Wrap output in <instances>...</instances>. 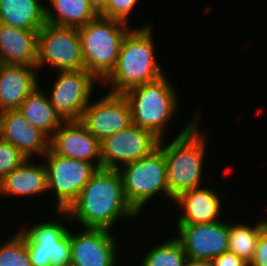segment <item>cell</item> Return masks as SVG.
<instances>
[{
    "mask_svg": "<svg viewBox=\"0 0 267 266\" xmlns=\"http://www.w3.org/2000/svg\"><path fill=\"white\" fill-rule=\"evenodd\" d=\"M57 215L62 217L61 221L73 223L75 220L81 225L80 228L112 231L120 219H137L139 214L125 198L119 171L101 168L67 210H56Z\"/></svg>",
    "mask_w": 267,
    "mask_h": 266,
    "instance_id": "cell-1",
    "label": "cell"
},
{
    "mask_svg": "<svg viewBox=\"0 0 267 266\" xmlns=\"http://www.w3.org/2000/svg\"><path fill=\"white\" fill-rule=\"evenodd\" d=\"M47 1L46 21L53 25L79 28L99 15L88 0Z\"/></svg>",
    "mask_w": 267,
    "mask_h": 266,
    "instance_id": "cell-23",
    "label": "cell"
},
{
    "mask_svg": "<svg viewBox=\"0 0 267 266\" xmlns=\"http://www.w3.org/2000/svg\"><path fill=\"white\" fill-rule=\"evenodd\" d=\"M267 218L258 220L253 226L249 223H229L228 252L234 253L248 264L253 258L262 228Z\"/></svg>",
    "mask_w": 267,
    "mask_h": 266,
    "instance_id": "cell-24",
    "label": "cell"
},
{
    "mask_svg": "<svg viewBox=\"0 0 267 266\" xmlns=\"http://www.w3.org/2000/svg\"><path fill=\"white\" fill-rule=\"evenodd\" d=\"M187 260L183 245L176 237H172L150 247L141 259L140 266H185Z\"/></svg>",
    "mask_w": 267,
    "mask_h": 266,
    "instance_id": "cell-25",
    "label": "cell"
},
{
    "mask_svg": "<svg viewBox=\"0 0 267 266\" xmlns=\"http://www.w3.org/2000/svg\"><path fill=\"white\" fill-rule=\"evenodd\" d=\"M47 65L54 71L85 69L77 28L46 23L38 31L36 66L39 70Z\"/></svg>",
    "mask_w": 267,
    "mask_h": 266,
    "instance_id": "cell-7",
    "label": "cell"
},
{
    "mask_svg": "<svg viewBox=\"0 0 267 266\" xmlns=\"http://www.w3.org/2000/svg\"><path fill=\"white\" fill-rule=\"evenodd\" d=\"M248 266H267V224L261 230L257 247Z\"/></svg>",
    "mask_w": 267,
    "mask_h": 266,
    "instance_id": "cell-29",
    "label": "cell"
},
{
    "mask_svg": "<svg viewBox=\"0 0 267 266\" xmlns=\"http://www.w3.org/2000/svg\"><path fill=\"white\" fill-rule=\"evenodd\" d=\"M49 149L62 157L93 163L101 169V144L79 120L65 121L49 141Z\"/></svg>",
    "mask_w": 267,
    "mask_h": 266,
    "instance_id": "cell-15",
    "label": "cell"
},
{
    "mask_svg": "<svg viewBox=\"0 0 267 266\" xmlns=\"http://www.w3.org/2000/svg\"><path fill=\"white\" fill-rule=\"evenodd\" d=\"M41 0H0V23L40 30L46 23V5Z\"/></svg>",
    "mask_w": 267,
    "mask_h": 266,
    "instance_id": "cell-22",
    "label": "cell"
},
{
    "mask_svg": "<svg viewBox=\"0 0 267 266\" xmlns=\"http://www.w3.org/2000/svg\"><path fill=\"white\" fill-rule=\"evenodd\" d=\"M118 171L125 198L139 215L152 197L160 194L169 200L167 165L159 146L149 155L120 167Z\"/></svg>",
    "mask_w": 267,
    "mask_h": 266,
    "instance_id": "cell-6",
    "label": "cell"
},
{
    "mask_svg": "<svg viewBox=\"0 0 267 266\" xmlns=\"http://www.w3.org/2000/svg\"><path fill=\"white\" fill-rule=\"evenodd\" d=\"M47 169L48 192L57 200L56 210H67L98 168L90 162L65 158L50 149L42 157Z\"/></svg>",
    "mask_w": 267,
    "mask_h": 266,
    "instance_id": "cell-9",
    "label": "cell"
},
{
    "mask_svg": "<svg viewBox=\"0 0 267 266\" xmlns=\"http://www.w3.org/2000/svg\"><path fill=\"white\" fill-rule=\"evenodd\" d=\"M185 266H213L211 260H191L188 259Z\"/></svg>",
    "mask_w": 267,
    "mask_h": 266,
    "instance_id": "cell-32",
    "label": "cell"
},
{
    "mask_svg": "<svg viewBox=\"0 0 267 266\" xmlns=\"http://www.w3.org/2000/svg\"><path fill=\"white\" fill-rule=\"evenodd\" d=\"M140 27L127 32L115 69L99 85L109 86L110 93L123 94L130 88L152 82L166 74L155 54L153 26L146 23Z\"/></svg>",
    "mask_w": 267,
    "mask_h": 266,
    "instance_id": "cell-3",
    "label": "cell"
},
{
    "mask_svg": "<svg viewBox=\"0 0 267 266\" xmlns=\"http://www.w3.org/2000/svg\"><path fill=\"white\" fill-rule=\"evenodd\" d=\"M55 73L58 76L47 94L50 103L65 121L80 120L92 100L95 84L101 83L86 69Z\"/></svg>",
    "mask_w": 267,
    "mask_h": 266,
    "instance_id": "cell-10",
    "label": "cell"
},
{
    "mask_svg": "<svg viewBox=\"0 0 267 266\" xmlns=\"http://www.w3.org/2000/svg\"><path fill=\"white\" fill-rule=\"evenodd\" d=\"M219 192L210 187H198L185 191L173 202L182 211L177 224H205L219 221L223 212ZM184 212V213H183Z\"/></svg>",
    "mask_w": 267,
    "mask_h": 266,
    "instance_id": "cell-17",
    "label": "cell"
},
{
    "mask_svg": "<svg viewBox=\"0 0 267 266\" xmlns=\"http://www.w3.org/2000/svg\"><path fill=\"white\" fill-rule=\"evenodd\" d=\"M0 138L10 142L26 159L43 157L49 150L50 140L28 123L18 109L0 112Z\"/></svg>",
    "mask_w": 267,
    "mask_h": 266,
    "instance_id": "cell-16",
    "label": "cell"
},
{
    "mask_svg": "<svg viewBox=\"0 0 267 266\" xmlns=\"http://www.w3.org/2000/svg\"><path fill=\"white\" fill-rule=\"evenodd\" d=\"M159 141L151 131L131 124L100 142L101 168L118 170L144 158L158 147Z\"/></svg>",
    "mask_w": 267,
    "mask_h": 266,
    "instance_id": "cell-11",
    "label": "cell"
},
{
    "mask_svg": "<svg viewBox=\"0 0 267 266\" xmlns=\"http://www.w3.org/2000/svg\"><path fill=\"white\" fill-rule=\"evenodd\" d=\"M211 261L213 266H248L247 262L231 252L222 253Z\"/></svg>",
    "mask_w": 267,
    "mask_h": 266,
    "instance_id": "cell-30",
    "label": "cell"
},
{
    "mask_svg": "<svg viewBox=\"0 0 267 266\" xmlns=\"http://www.w3.org/2000/svg\"><path fill=\"white\" fill-rule=\"evenodd\" d=\"M26 160L10 142L0 138V180Z\"/></svg>",
    "mask_w": 267,
    "mask_h": 266,
    "instance_id": "cell-27",
    "label": "cell"
},
{
    "mask_svg": "<svg viewBox=\"0 0 267 266\" xmlns=\"http://www.w3.org/2000/svg\"><path fill=\"white\" fill-rule=\"evenodd\" d=\"M0 266H33L26 240L18 231L0 245Z\"/></svg>",
    "mask_w": 267,
    "mask_h": 266,
    "instance_id": "cell-26",
    "label": "cell"
},
{
    "mask_svg": "<svg viewBox=\"0 0 267 266\" xmlns=\"http://www.w3.org/2000/svg\"><path fill=\"white\" fill-rule=\"evenodd\" d=\"M38 74V75H37ZM36 65H1L0 112L18 109L40 84Z\"/></svg>",
    "mask_w": 267,
    "mask_h": 266,
    "instance_id": "cell-18",
    "label": "cell"
},
{
    "mask_svg": "<svg viewBox=\"0 0 267 266\" xmlns=\"http://www.w3.org/2000/svg\"><path fill=\"white\" fill-rule=\"evenodd\" d=\"M194 113L171 142L165 144L167 140L161 139L158 144L165 155L171 204L179 194L201 187L203 183V165L209 142L206 141L207 134L200 131V110Z\"/></svg>",
    "mask_w": 267,
    "mask_h": 266,
    "instance_id": "cell-2",
    "label": "cell"
},
{
    "mask_svg": "<svg viewBox=\"0 0 267 266\" xmlns=\"http://www.w3.org/2000/svg\"><path fill=\"white\" fill-rule=\"evenodd\" d=\"M39 30L0 23V60L3 65H36Z\"/></svg>",
    "mask_w": 267,
    "mask_h": 266,
    "instance_id": "cell-20",
    "label": "cell"
},
{
    "mask_svg": "<svg viewBox=\"0 0 267 266\" xmlns=\"http://www.w3.org/2000/svg\"><path fill=\"white\" fill-rule=\"evenodd\" d=\"M79 121L101 142L132 124L130 106L123 94L106 92L88 104Z\"/></svg>",
    "mask_w": 267,
    "mask_h": 266,
    "instance_id": "cell-12",
    "label": "cell"
},
{
    "mask_svg": "<svg viewBox=\"0 0 267 266\" xmlns=\"http://www.w3.org/2000/svg\"><path fill=\"white\" fill-rule=\"evenodd\" d=\"M57 220L36 221L31 227L18 230L26 240L33 266H70L69 228Z\"/></svg>",
    "mask_w": 267,
    "mask_h": 266,
    "instance_id": "cell-8",
    "label": "cell"
},
{
    "mask_svg": "<svg viewBox=\"0 0 267 266\" xmlns=\"http://www.w3.org/2000/svg\"><path fill=\"white\" fill-rule=\"evenodd\" d=\"M219 220L205 224H176V237L191 260H212L228 252L229 222Z\"/></svg>",
    "mask_w": 267,
    "mask_h": 266,
    "instance_id": "cell-13",
    "label": "cell"
},
{
    "mask_svg": "<svg viewBox=\"0 0 267 266\" xmlns=\"http://www.w3.org/2000/svg\"><path fill=\"white\" fill-rule=\"evenodd\" d=\"M171 84L164 74L123 93L130 106L132 124L151 131L160 140L166 138L169 122L181 107L178 91Z\"/></svg>",
    "mask_w": 267,
    "mask_h": 266,
    "instance_id": "cell-4",
    "label": "cell"
},
{
    "mask_svg": "<svg viewBox=\"0 0 267 266\" xmlns=\"http://www.w3.org/2000/svg\"><path fill=\"white\" fill-rule=\"evenodd\" d=\"M43 89V90H42ZM37 86L18 108L28 123L42 132L49 140L65 122L50 103L47 92Z\"/></svg>",
    "mask_w": 267,
    "mask_h": 266,
    "instance_id": "cell-21",
    "label": "cell"
},
{
    "mask_svg": "<svg viewBox=\"0 0 267 266\" xmlns=\"http://www.w3.org/2000/svg\"><path fill=\"white\" fill-rule=\"evenodd\" d=\"M26 159L0 180V195L6 197H37L48 194L47 169L44 162ZM47 192V193H46Z\"/></svg>",
    "mask_w": 267,
    "mask_h": 266,
    "instance_id": "cell-19",
    "label": "cell"
},
{
    "mask_svg": "<svg viewBox=\"0 0 267 266\" xmlns=\"http://www.w3.org/2000/svg\"><path fill=\"white\" fill-rule=\"evenodd\" d=\"M94 10L100 14L107 6L109 0H88Z\"/></svg>",
    "mask_w": 267,
    "mask_h": 266,
    "instance_id": "cell-31",
    "label": "cell"
},
{
    "mask_svg": "<svg viewBox=\"0 0 267 266\" xmlns=\"http://www.w3.org/2000/svg\"><path fill=\"white\" fill-rule=\"evenodd\" d=\"M139 0H109L106 8L99 14L129 24V16Z\"/></svg>",
    "mask_w": 267,
    "mask_h": 266,
    "instance_id": "cell-28",
    "label": "cell"
},
{
    "mask_svg": "<svg viewBox=\"0 0 267 266\" xmlns=\"http://www.w3.org/2000/svg\"><path fill=\"white\" fill-rule=\"evenodd\" d=\"M81 37L85 69L102 83L115 69L129 24L98 15L77 28Z\"/></svg>",
    "mask_w": 267,
    "mask_h": 266,
    "instance_id": "cell-5",
    "label": "cell"
},
{
    "mask_svg": "<svg viewBox=\"0 0 267 266\" xmlns=\"http://www.w3.org/2000/svg\"><path fill=\"white\" fill-rule=\"evenodd\" d=\"M80 232L69 229L71 243L70 266H119L118 244L113 231L82 228ZM74 231V233H73ZM118 258V259H117Z\"/></svg>",
    "mask_w": 267,
    "mask_h": 266,
    "instance_id": "cell-14",
    "label": "cell"
}]
</instances>
